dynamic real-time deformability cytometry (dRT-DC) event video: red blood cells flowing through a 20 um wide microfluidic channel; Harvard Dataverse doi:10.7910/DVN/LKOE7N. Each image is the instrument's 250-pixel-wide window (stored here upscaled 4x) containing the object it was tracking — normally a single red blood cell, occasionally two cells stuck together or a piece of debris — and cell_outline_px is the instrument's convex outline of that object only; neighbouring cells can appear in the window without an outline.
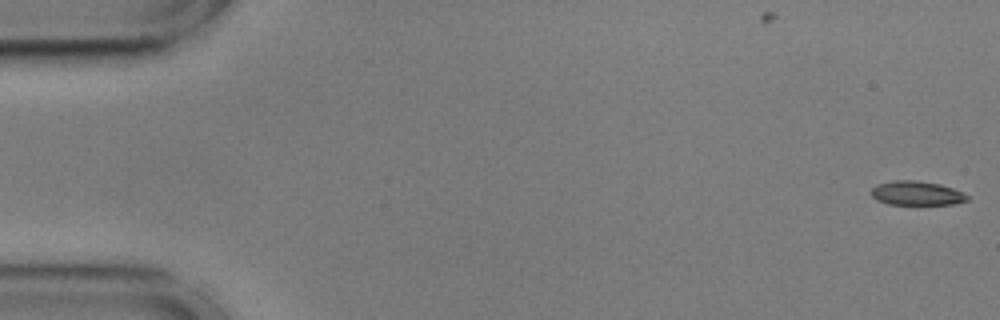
{"species": "common noctule bat (a hibernating species)", "species_latin": "Nyctalus noctula", "temperature_condition": "cold", "stored_images_in_passage": 14, "camera_frame_rate_fps": 3000, "um_per_image_px": 0.085, "animal": {"sex": "male", "body_mass_g": 17.9, "forearm_length_mm": 54.2}, "frame": {"image": 1, "passage_image": 1, "time_ms": 0.0, "image_size_px": [1000, 320], "cell_outline_px": [[968, 200], [952, 204], [888, 204], [876, 200], [872, 196], [872, 188], [876, 184], [892, 180], [916, 180], [940, 184], [964, 192], [968, 196]], "centroid_in_image_um": [77.9, 16.41], "position_along_channel_um": 7.1, "area_um2": 13.53}}
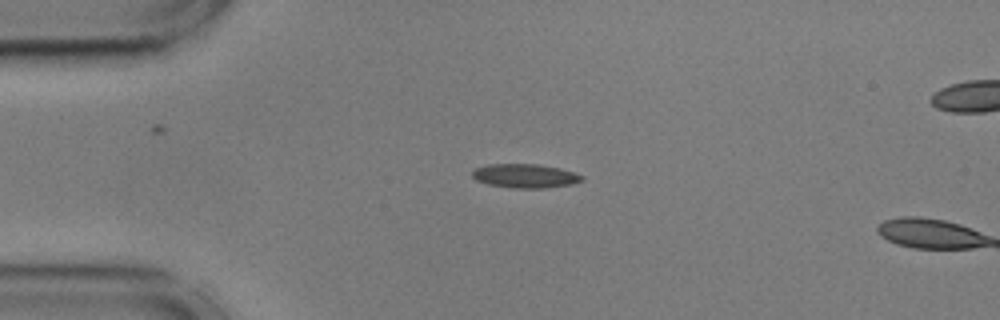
{"frame": {"image": 2, "passage_image": 13, "time_ms": 4.0, "image_size_px": [1000, 320], "cell_outline_px": [[584, 180], [572, 184], [544, 188], [512, 188], [488, 184], [476, 180], [472, 176], [472, 172], [476, 168], [488, 164], [540, 164], [560, 168], [584, 176]], "centroid_in_image_um": [44.64, 14.95], "position_along_channel_um": 40.4, "area_um2": 15.32}}